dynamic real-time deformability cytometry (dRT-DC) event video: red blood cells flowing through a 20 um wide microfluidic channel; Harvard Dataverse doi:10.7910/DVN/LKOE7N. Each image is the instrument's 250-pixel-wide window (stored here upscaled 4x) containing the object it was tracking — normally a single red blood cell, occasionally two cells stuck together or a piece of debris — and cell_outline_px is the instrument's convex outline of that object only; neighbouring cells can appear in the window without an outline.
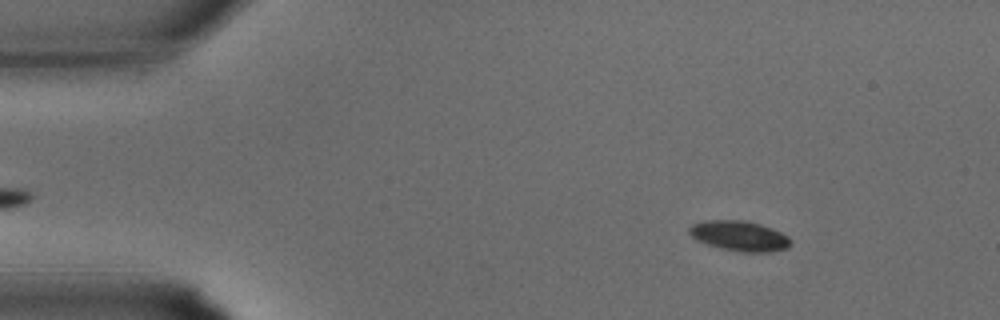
{"species": "common noctule bat (a hibernating species)", "species_latin": "Nyctalus noctula", "temperature_condition": "warm", "stored_images_in_passage": 8, "camera_frame_rate_fps": 3000, "um_per_image_px": 0.085, "animal": {"sex": "male", "body_mass_g": 15.6}, "frame": {"image": 1, "passage_image": 4, "time_ms": 1.0, "image_size_px": [1000, 320], "cell_outline_px": [[792, 244], [788, 248], [768, 252], [740, 252], [708, 244], [696, 240], [688, 232], [688, 228], [692, 224], [704, 220], [744, 220], [772, 228], [788, 236], [792, 240]], "centroid_in_image_um": [62.86, 20.05], "position_along_channel_um": 22.1, "area_um2": 17.8}}